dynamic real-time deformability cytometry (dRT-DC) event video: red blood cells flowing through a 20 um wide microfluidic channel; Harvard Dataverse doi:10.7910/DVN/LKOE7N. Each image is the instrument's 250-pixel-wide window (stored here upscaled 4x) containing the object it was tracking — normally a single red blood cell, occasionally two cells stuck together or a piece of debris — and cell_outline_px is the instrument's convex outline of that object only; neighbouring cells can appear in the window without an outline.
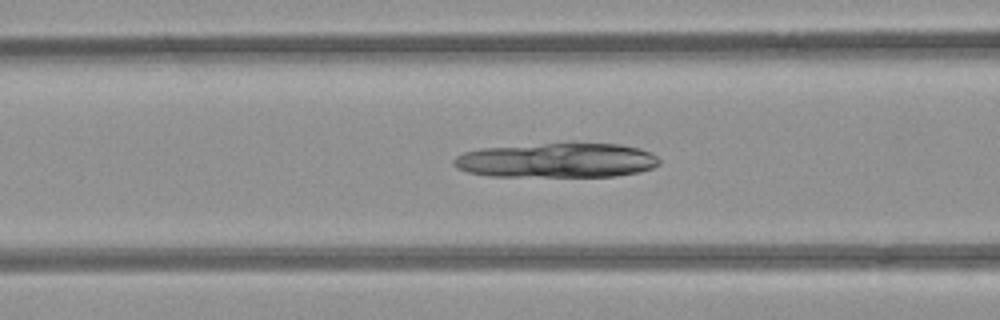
{"species": "common noctule bat (a hibernating species)", "species_latin": "Nyctalus noctula", "temperature_condition": "room temperature", "stored_images_in_passage": 39, "camera_frame_rate_fps": 3000, "um_per_image_px": 0.085, "animal": {"sex": "female", "body_mass_g": 21.9}, "frame": {"image": 1, "passage_image": 13, "time_ms": 4.0, "image_size_px": [1000, 320], "cell_outline_px": [[660, 164], [652, 168], [640, 172], [616, 176], [488, 176], [468, 172], [456, 168], [452, 164], [452, 160], [456, 156], [464, 152], [484, 148], [572, 140], [620, 144], [640, 148], [652, 152], [660, 160]], "centroid_in_image_um": [47.38, 13.59], "position_along_channel_um": 119.2, "area_um2": 42.89}}
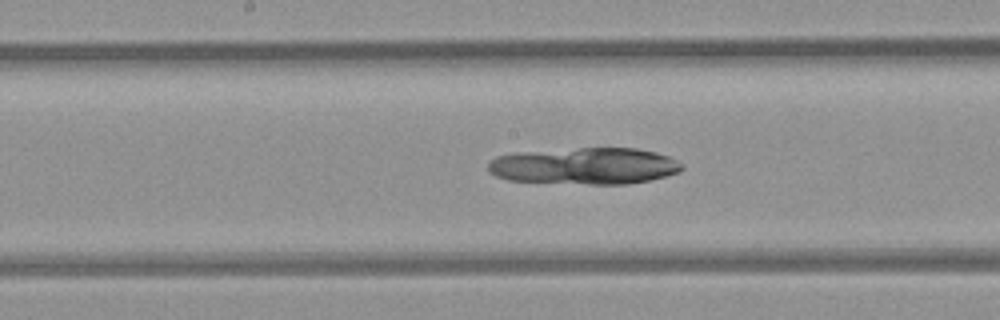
{"frame": {"image": 2, "passage_image": 19, "time_ms": 6.0, "image_size_px": [1000, 320], "cell_outline_px": [[684, 168], [680, 172], [648, 180], [628, 184], [588, 184], [508, 180], [496, 176], [488, 172], [488, 164], [496, 156], [516, 152], [580, 148], [636, 148], [656, 152], [668, 156], [684, 164]], "centroid_in_image_um": [49.71, 14.1], "position_along_channel_um": 198.5, "area_um2": 41.5}}
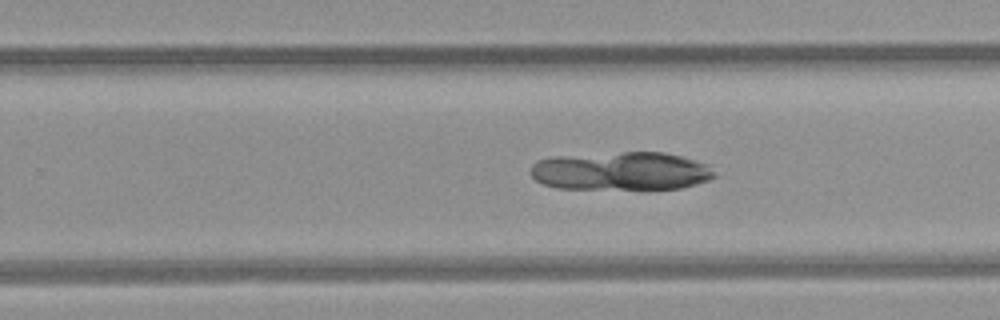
{"frame": {"image": 3, "passage_image": 25, "time_ms": 8.0, "image_size_px": [1000, 320], "cell_outline_px": [[716, 176], [708, 180], [696, 184], [680, 188], [648, 192], [644, 192], [556, 188], [544, 184], [536, 180], [528, 172], [532, 164], [536, 160], [552, 156], [624, 152], [664, 152], [684, 156], [708, 164]], "centroid_in_image_um": [52.79, 14.59], "position_along_channel_um": 277.0, "area_um2": 43.0}}